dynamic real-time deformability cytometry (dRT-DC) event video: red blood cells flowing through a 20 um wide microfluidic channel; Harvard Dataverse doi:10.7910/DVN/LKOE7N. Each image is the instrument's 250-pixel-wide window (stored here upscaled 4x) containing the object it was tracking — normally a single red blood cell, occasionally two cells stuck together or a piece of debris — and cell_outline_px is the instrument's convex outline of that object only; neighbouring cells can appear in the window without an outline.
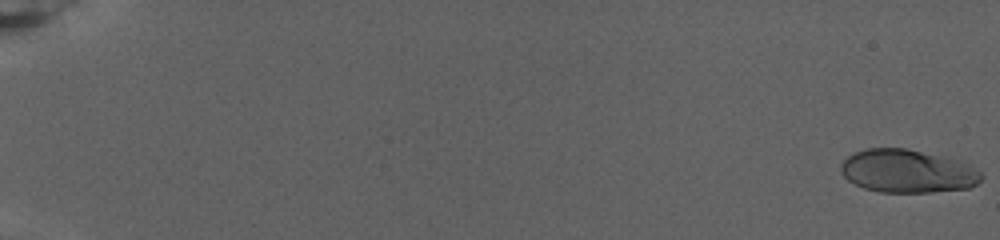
{"species": "human", "species_latin": "Homo sapiens", "temperature_condition": "warm", "stored_images_in_passage": 83, "camera_frame_rate_fps": 3000, "um_per_image_px": 0.085, "donor": {"sex": "female"}, "frame": {"image": 1, "passage_image": 1, "time_ms": 0.0, "image_size_px": [1000, 240], "cell_outline_px": [[984, 176], [976, 184], [968, 188], [932, 192], [880, 192], [864, 188], [848, 180], [840, 172], [840, 164], [848, 156], [864, 148], [904, 148], [968, 164], [980, 172]], "centroid_in_image_um": [77.08, 14.56], "position_along_channel_um": 7.9, "area_um2": 34.8}}
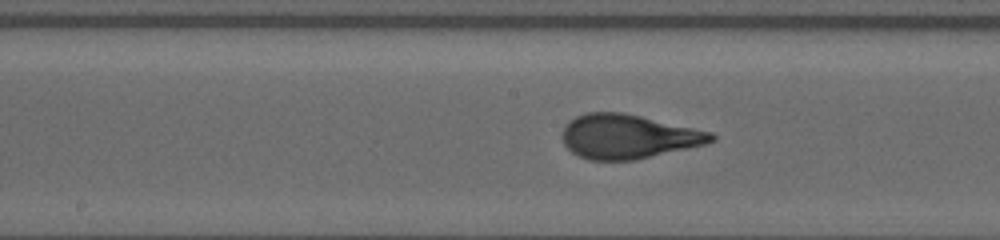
{"frame": {"image": 2, "passage_image": 47, "time_ms": 15.333, "image_size_px": [1000, 240], "cell_outline_px": [[716, 140], [704, 144], [636, 160], [588, 160], [572, 152], [564, 144], [560, 136], [568, 120], [584, 112], [624, 112], [712, 132], [716, 136]], "centroid_in_image_um": [53.36, 11.59], "position_along_channel_um": 194.8, "area_um2": 38.49}}
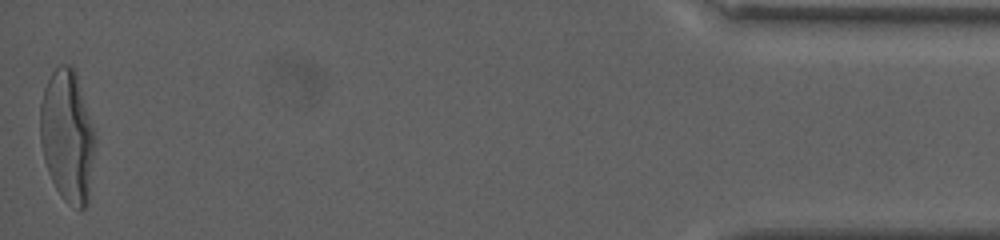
{"frame": {"image": 3, "passage_image": 83, "time_ms": 27.333, "image_size_px": [1000, 240], "cell_outline_px": [[96, 140], [88, 204], [80, 212], [72, 208], [60, 196], [48, 172], [44, 160], [40, 140], [40, 104], [44, 88], [52, 72], [60, 64], [72, 64], [76, 72], [96, 136]], "centroid_in_image_um": [5.74, 11.61], "position_along_channel_um": 429.5, "area_um2": 42.83}, "authors_computed_cell_mechanics": {"area_um2": 37.2232, "velocity_mm_per_s": 2.6061, "shape_relaxation_time_tau1_ms": 6.4568, "shape_relaxation_time_tau2_ms": null, "deformation_change_tau1": 0.2905, "deformation_change_tau2": null}}